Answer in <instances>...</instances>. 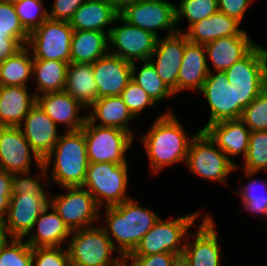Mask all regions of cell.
<instances>
[{"label":"cell","mask_w":267,"mask_h":266,"mask_svg":"<svg viewBox=\"0 0 267 266\" xmlns=\"http://www.w3.org/2000/svg\"><path fill=\"white\" fill-rule=\"evenodd\" d=\"M40 172L35 177H31V172H22V173H16L13 174L12 177V195L17 194H32L34 197H50V195H47L45 192L43 185L41 184L42 178L41 176L46 179L49 174L48 171L45 168L44 164H41L39 166ZM43 174V175H42ZM48 174V175H47ZM19 175V176H18Z\"/></svg>","instance_id":"cell-40"},{"label":"cell","mask_w":267,"mask_h":266,"mask_svg":"<svg viewBox=\"0 0 267 266\" xmlns=\"http://www.w3.org/2000/svg\"><path fill=\"white\" fill-rule=\"evenodd\" d=\"M240 22L217 11L216 13L192 24L183 32L189 42L206 45L218 38L228 36H248L246 31L239 29Z\"/></svg>","instance_id":"cell-22"},{"label":"cell","mask_w":267,"mask_h":266,"mask_svg":"<svg viewBox=\"0 0 267 266\" xmlns=\"http://www.w3.org/2000/svg\"><path fill=\"white\" fill-rule=\"evenodd\" d=\"M85 1L86 0H55L51 10L48 11V18L52 20L69 22L75 11Z\"/></svg>","instance_id":"cell-45"},{"label":"cell","mask_w":267,"mask_h":266,"mask_svg":"<svg viewBox=\"0 0 267 266\" xmlns=\"http://www.w3.org/2000/svg\"><path fill=\"white\" fill-rule=\"evenodd\" d=\"M43 164L46 170L53 164L51 178L57 186H82L89 164L83 130L61 134L52 151L44 158Z\"/></svg>","instance_id":"cell-3"},{"label":"cell","mask_w":267,"mask_h":266,"mask_svg":"<svg viewBox=\"0 0 267 266\" xmlns=\"http://www.w3.org/2000/svg\"><path fill=\"white\" fill-rule=\"evenodd\" d=\"M185 164L193 174L222 184L227 182V175L238 168L203 130L194 134Z\"/></svg>","instance_id":"cell-8"},{"label":"cell","mask_w":267,"mask_h":266,"mask_svg":"<svg viewBox=\"0 0 267 266\" xmlns=\"http://www.w3.org/2000/svg\"><path fill=\"white\" fill-rule=\"evenodd\" d=\"M43 4V0H20L14 3L20 22L29 33L48 18V10Z\"/></svg>","instance_id":"cell-37"},{"label":"cell","mask_w":267,"mask_h":266,"mask_svg":"<svg viewBox=\"0 0 267 266\" xmlns=\"http://www.w3.org/2000/svg\"><path fill=\"white\" fill-rule=\"evenodd\" d=\"M218 11L217 0H181L176 6V24L182 18H186L189 22L187 28L192 24L209 17Z\"/></svg>","instance_id":"cell-36"},{"label":"cell","mask_w":267,"mask_h":266,"mask_svg":"<svg viewBox=\"0 0 267 266\" xmlns=\"http://www.w3.org/2000/svg\"><path fill=\"white\" fill-rule=\"evenodd\" d=\"M24 46L0 64V86H27L33 75V57Z\"/></svg>","instance_id":"cell-33"},{"label":"cell","mask_w":267,"mask_h":266,"mask_svg":"<svg viewBox=\"0 0 267 266\" xmlns=\"http://www.w3.org/2000/svg\"><path fill=\"white\" fill-rule=\"evenodd\" d=\"M24 45L10 34H0V64L15 55Z\"/></svg>","instance_id":"cell-49"},{"label":"cell","mask_w":267,"mask_h":266,"mask_svg":"<svg viewBox=\"0 0 267 266\" xmlns=\"http://www.w3.org/2000/svg\"><path fill=\"white\" fill-rule=\"evenodd\" d=\"M172 266H192L190 260L184 253L175 256Z\"/></svg>","instance_id":"cell-52"},{"label":"cell","mask_w":267,"mask_h":266,"mask_svg":"<svg viewBox=\"0 0 267 266\" xmlns=\"http://www.w3.org/2000/svg\"><path fill=\"white\" fill-rule=\"evenodd\" d=\"M256 44L249 36H228L218 38L204 45L206 55L215 71H226L242 59Z\"/></svg>","instance_id":"cell-29"},{"label":"cell","mask_w":267,"mask_h":266,"mask_svg":"<svg viewBox=\"0 0 267 266\" xmlns=\"http://www.w3.org/2000/svg\"><path fill=\"white\" fill-rule=\"evenodd\" d=\"M235 93V104L248 106L267 88V48L255 45L226 71Z\"/></svg>","instance_id":"cell-4"},{"label":"cell","mask_w":267,"mask_h":266,"mask_svg":"<svg viewBox=\"0 0 267 266\" xmlns=\"http://www.w3.org/2000/svg\"><path fill=\"white\" fill-rule=\"evenodd\" d=\"M68 64L55 60H33V78L36 79L37 97L44 93L65 90Z\"/></svg>","instance_id":"cell-32"},{"label":"cell","mask_w":267,"mask_h":266,"mask_svg":"<svg viewBox=\"0 0 267 266\" xmlns=\"http://www.w3.org/2000/svg\"><path fill=\"white\" fill-rule=\"evenodd\" d=\"M92 70L98 88L97 99L120 96L132 79V63L109 52L92 63Z\"/></svg>","instance_id":"cell-18"},{"label":"cell","mask_w":267,"mask_h":266,"mask_svg":"<svg viewBox=\"0 0 267 266\" xmlns=\"http://www.w3.org/2000/svg\"><path fill=\"white\" fill-rule=\"evenodd\" d=\"M87 120L98 126L113 127L129 132L132 130L127 126L135 117L130 112L121 96L102 97L95 100L88 109ZM100 123L96 124L97 121ZM96 122V123H95Z\"/></svg>","instance_id":"cell-26"},{"label":"cell","mask_w":267,"mask_h":266,"mask_svg":"<svg viewBox=\"0 0 267 266\" xmlns=\"http://www.w3.org/2000/svg\"><path fill=\"white\" fill-rule=\"evenodd\" d=\"M194 135H186L184 126L169 109L156 118L151 129L141 138L150 167L155 174L179 161L186 163Z\"/></svg>","instance_id":"cell-1"},{"label":"cell","mask_w":267,"mask_h":266,"mask_svg":"<svg viewBox=\"0 0 267 266\" xmlns=\"http://www.w3.org/2000/svg\"><path fill=\"white\" fill-rule=\"evenodd\" d=\"M23 240L12 238L1 250L0 266H32V248Z\"/></svg>","instance_id":"cell-41"},{"label":"cell","mask_w":267,"mask_h":266,"mask_svg":"<svg viewBox=\"0 0 267 266\" xmlns=\"http://www.w3.org/2000/svg\"><path fill=\"white\" fill-rule=\"evenodd\" d=\"M57 126L36 102L19 128L35 153L44 160L59 140Z\"/></svg>","instance_id":"cell-19"},{"label":"cell","mask_w":267,"mask_h":266,"mask_svg":"<svg viewBox=\"0 0 267 266\" xmlns=\"http://www.w3.org/2000/svg\"><path fill=\"white\" fill-rule=\"evenodd\" d=\"M142 62L143 66L139 71L136 70V62L132 63V80L136 82L155 103L173 96L174 93L163 83L151 61L145 60Z\"/></svg>","instance_id":"cell-34"},{"label":"cell","mask_w":267,"mask_h":266,"mask_svg":"<svg viewBox=\"0 0 267 266\" xmlns=\"http://www.w3.org/2000/svg\"><path fill=\"white\" fill-rule=\"evenodd\" d=\"M214 222L210 215H206L201 221L198 231L190 234L194 237L186 239L184 254L190 260L192 266H220L221 248L219 247L218 235L214 228Z\"/></svg>","instance_id":"cell-20"},{"label":"cell","mask_w":267,"mask_h":266,"mask_svg":"<svg viewBox=\"0 0 267 266\" xmlns=\"http://www.w3.org/2000/svg\"><path fill=\"white\" fill-rule=\"evenodd\" d=\"M125 21L153 33L169 30L167 36L180 32L176 28V5L167 0H138L119 14Z\"/></svg>","instance_id":"cell-13"},{"label":"cell","mask_w":267,"mask_h":266,"mask_svg":"<svg viewBox=\"0 0 267 266\" xmlns=\"http://www.w3.org/2000/svg\"><path fill=\"white\" fill-rule=\"evenodd\" d=\"M32 266H71L68 250L64 246L32 248Z\"/></svg>","instance_id":"cell-43"},{"label":"cell","mask_w":267,"mask_h":266,"mask_svg":"<svg viewBox=\"0 0 267 266\" xmlns=\"http://www.w3.org/2000/svg\"><path fill=\"white\" fill-rule=\"evenodd\" d=\"M0 34H10L26 46L29 32L23 27L14 4L0 2Z\"/></svg>","instance_id":"cell-42"},{"label":"cell","mask_w":267,"mask_h":266,"mask_svg":"<svg viewBox=\"0 0 267 266\" xmlns=\"http://www.w3.org/2000/svg\"><path fill=\"white\" fill-rule=\"evenodd\" d=\"M118 15L119 13L105 0H86L75 11L69 24L73 30H95L109 34L111 26H108L114 24Z\"/></svg>","instance_id":"cell-28"},{"label":"cell","mask_w":267,"mask_h":266,"mask_svg":"<svg viewBox=\"0 0 267 266\" xmlns=\"http://www.w3.org/2000/svg\"><path fill=\"white\" fill-rule=\"evenodd\" d=\"M118 22L123 25L111 27L108 35L109 43L115 48H109V53L131 63L136 62V59L141 62L149 60L155 50L158 37L128 23L120 15L114 21V23Z\"/></svg>","instance_id":"cell-12"},{"label":"cell","mask_w":267,"mask_h":266,"mask_svg":"<svg viewBox=\"0 0 267 266\" xmlns=\"http://www.w3.org/2000/svg\"><path fill=\"white\" fill-rule=\"evenodd\" d=\"M120 96L134 117H136L146 107H154L156 104L132 79L126 85Z\"/></svg>","instance_id":"cell-44"},{"label":"cell","mask_w":267,"mask_h":266,"mask_svg":"<svg viewBox=\"0 0 267 266\" xmlns=\"http://www.w3.org/2000/svg\"><path fill=\"white\" fill-rule=\"evenodd\" d=\"M32 158L37 163L36 166L43 164V160L32 149L21 129L0 126V168L12 175L29 172Z\"/></svg>","instance_id":"cell-15"},{"label":"cell","mask_w":267,"mask_h":266,"mask_svg":"<svg viewBox=\"0 0 267 266\" xmlns=\"http://www.w3.org/2000/svg\"><path fill=\"white\" fill-rule=\"evenodd\" d=\"M200 92L206 97L211 110L210 119L200 130L204 131L217 122L240 119L243 109L235 104L234 89L225 71L209 72Z\"/></svg>","instance_id":"cell-14"},{"label":"cell","mask_w":267,"mask_h":266,"mask_svg":"<svg viewBox=\"0 0 267 266\" xmlns=\"http://www.w3.org/2000/svg\"><path fill=\"white\" fill-rule=\"evenodd\" d=\"M107 32L74 30L71 38V63H94L109 52Z\"/></svg>","instance_id":"cell-30"},{"label":"cell","mask_w":267,"mask_h":266,"mask_svg":"<svg viewBox=\"0 0 267 266\" xmlns=\"http://www.w3.org/2000/svg\"><path fill=\"white\" fill-rule=\"evenodd\" d=\"M28 86H0V126L19 127L36 104Z\"/></svg>","instance_id":"cell-25"},{"label":"cell","mask_w":267,"mask_h":266,"mask_svg":"<svg viewBox=\"0 0 267 266\" xmlns=\"http://www.w3.org/2000/svg\"><path fill=\"white\" fill-rule=\"evenodd\" d=\"M36 102L56 125H66L67 131L81 130L87 121V116H79V111L87 108L65 90L41 94Z\"/></svg>","instance_id":"cell-21"},{"label":"cell","mask_w":267,"mask_h":266,"mask_svg":"<svg viewBox=\"0 0 267 266\" xmlns=\"http://www.w3.org/2000/svg\"><path fill=\"white\" fill-rule=\"evenodd\" d=\"M49 209L53 212L49 213ZM32 230L35 232L25 240L31 248L61 247L62 243L69 241L72 232L50 205L39 215Z\"/></svg>","instance_id":"cell-27"},{"label":"cell","mask_w":267,"mask_h":266,"mask_svg":"<svg viewBox=\"0 0 267 266\" xmlns=\"http://www.w3.org/2000/svg\"><path fill=\"white\" fill-rule=\"evenodd\" d=\"M175 256L174 253L164 252L148 256H125L124 259L131 266H172Z\"/></svg>","instance_id":"cell-46"},{"label":"cell","mask_w":267,"mask_h":266,"mask_svg":"<svg viewBox=\"0 0 267 266\" xmlns=\"http://www.w3.org/2000/svg\"><path fill=\"white\" fill-rule=\"evenodd\" d=\"M206 58L204 45L191 42L186 44L178 73V93L182 90H201L211 72Z\"/></svg>","instance_id":"cell-24"},{"label":"cell","mask_w":267,"mask_h":266,"mask_svg":"<svg viewBox=\"0 0 267 266\" xmlns=\"http://www.w3.org/2000/svg\"><path fill=\"white\" fill-rule=\"evenodd\" d=\"M73 31L69 22L47 18L42 25L29 33L26 46L32 50L33 60H55L71 63Z\"/></svg>","instance_id":"cell-10"},{"label":"cell","mask_w":267,"mask_h":266,"mask_svg":"<svg viewBox=\"0 0 267 266\" xmlns=\"http://www.w3.org/2000/svg\"><path fill=\"white\" fill-rule=\"evenodd\" d=\"M244 165V174L249 177L261 170L267 171V130L250 132Z\"/></svg>","instance_id":"cell-35"},{"label":"cell","mask_w":267,"mask_h":266,"mask_svg":"<svg viewBox=\"0 0 267 266\" xmlns=\"http://www.w3.org/2000/svg\"><path fill=\"white\" fill-rule=\"evenodd\" d=\"M11 239L12 238L5 225V220L0 218V252L11 241Z\"/></svg>","instance_id":"cell-50"},{"label":"cell","mask_w":267,"mask_h":266,"mask_svg":"<svg viewBox=\"0 0 267 266\" xmlns=\"http://www.w3.org/2000/svg\"><path fill=\"white\" fill-rule=\"evenodd\" d=\"M188 42L187 36L182 31L170 36L166 35L161 39L159 37L149 59L156 68L158 76L174 95L178 93V73Z\"/></svg>","instance_id":"cell-16"},{"label":"cell","mask_w":267,"mask_h":266,"mask_svg":"<svg viewBox=\"0 0 267 266\" xmlns=\"http://www.w3.org/2000/svg\"><path fill=\"white\" fill-rule=\"evenodd\" d=\"M259 180L251 179L247 185L240 188L239 197L242 200V208L255 213L262 214L267 219V182H263L265 188H261ZM259 186V188H257ZM262 191V192H261Z\"/></svg>","instance_id":"cell-38"},{"label":"cell","mask_w":267,"mask_h":266,"mask_svg":"<svg viewBox=\"0 0 267 266\" xmlns=\"http://www.w3.org/2000/svg\"><path fill=\"white\" fill-rule=\"evenodd\" d=\"M251 2V0H217L218 11L241 23Z\"/></svg>","instance_id":"cell-47"},{"label":"cell","mask_w":267,"mask_h":266,"mask_svg":"<svg viewBox=\"0 0 267 266\" xmlns=\"http://www.w3.org/2000/svg\"><path fill=\"white\" fill-rule=\"evenodd\" d=\"M107 1L119 14L128 6L134 4L138 0H105Z\"/></svg>","instance_id":"cell-51"},{"label":"cell","mask_w":267,"mask_h":266,"mask_svg":"<svg viewBox=\"0 0 267 266\" xmlns=\"http://www.w3.org/2000/svg\"><path fill=\"white\" fill-rule=\"evenodd\" d=\"M12 174L0 168V218L5 220L12 195Z\"/></svg>","instance_id":"cell-48"},{"label":"cell","mask_w":267,"mask_h":266,"mask_svg":"<svg viewBox=\"0 0 267 266\" xmlns=\"http://www.w3.org/2000/svg\"><path fill=\"white\" fill-rule=\"evenodd\" d=\"M240 119L250 131L267 130V88L243 109Z\"/></svg>","instance_id":"cell-39"},{"label":"cell","mask_w":267,"mask_h":266,"mask_svg":"<svg viewBox=\"0 0 267 266\" xmlns=\"http://www.w3.org/2000/svg\"><path fill=\"white\" fill-rule=\"evenodd\" d=\"M65 91L86 108L97 100L98 88L92 64L69 63Z\"/></svg>","instance_id":"cell-31"},{"label":"cell","mask_w":267,"mask_h":266,"mask_svg":"<svg viewBox=\"0 0 267 266\" xmlns=\"http://www.w3.org/2000/svg\"><path fill=\"white\" fill-rule=\"evenodd\" d=\"M20 0H0V2H4V3H16V2H19Z\"/></svg>","instance_id":"cell-54"},{"label":"cell","mask_w":267,"mask_h":266,"mask_svg":"<svg viewBox=\"0 0 267 266\" xmlns=\"http://www.w3.org/2000/svg\"><path fill=\"white\" fill-rule=\"evenodd\" d=\"M116 266H131L130 264H128V262L123 259L119 264H117Z\"/></svg>","instance_id":"cell-53"},{"label":"cell","mask_w":267,"mask_h":266,"mask_svg":"<svg viewBox=\"0 0 267 266\" xmlns=\"http://www.w3.org/2000/svg\"><path fill=\"white\" fill-rule=\"evenodd\" d=\"M199 212L188 213L178 218H159L150 231L143 236L135 250L126 256H148L164 252L176 255L184 252L189 229L199 217Z\"/></svg>","instance_id":"cell-6"},{"label":"cell","mask_w":267,"mask_h":266,"mask_svg":"<svg viewBox=\"0 0 267 266\" xmlns=\"http://www.w3.org/2000/svg\"><path fill=\"white\" fill-rule=\"evenodd\" d=\"M67 247L71 266H116L124 257L118 252L102 226L76 229L71 232ZM118 259V260H117Z\"/></svg>","instance_id":"cell-5"},{"label":"cell","mask_w":267,"mask_h":266,"mask_svg":"<svg viewBox=\"0 0 267 266\" xmlns=\"http://www.w3.org/2000/svg\"><path fill=\"white\" fill-rule=\"evenodd\" d=\"M204 131L226 155L233 157L242 153L243 158L246 157L251 131L241 119L217 122Z\"/></svg>","instance_id":"cell-23"},{"label":"cell","mask_w":267,"mask_h":266,"mask_svg":"<svg viewBox=\"0 0 267 266\" xmlns=\"http://www.w3.org/2000/svg\"><path fill=\"white\" fill-rule=\"evenodd\" d=\"M50 205V197H34L32 194L11 195L5 225L11 238L24 239L31 234L35 221Z\"/></svg>","instance_id":"cell-17"},{"label":"cell","mask_w":267,"mask_h":266,"mask_svg":"<svg viewBox=\"0 0 267 266\" xmlns=\"http://www.w3.org/2000/svg\"><path fill=\"white\" fill-rule=\"evenodd\" d=\"M89 163H127L125 154L133 143L129 132L113 127H102L86 121L82 128Z\"/></svg>","instance_id":"cell-9"},{"label":"cell","mask_w":267,"mask_h":266,"mask_svg":"<svg viewBox=\"0 0 267 266\" xmlns=\"http://www.w3.org/2000/svg\"><path fill=\"white\" fill-rule=\"evenodd\" d=\"M133 197L121 204L105 207V225L102 226L113 246L119 245L118 256L133 252L160 216L150 209L139 206ZM112 236V238L110 237ZM114 239V240H113ZM115 241V242H114Z\"/></svg>","instance_id":"cell-2"},{"label":"cell","mask_w":267,"mask_h":266,"mask_svg":"<svg viewBox=\"0 0 267 266\" xmlns=\"http://www.w3.org/2000/svg\"><path fill=\"white\" fill-rule=\"evenodd\" d=\"M128 165L117 163H89L82 187L94 197L102 208L121 204L127 195Z\"/></svg>","instance_id":"cell-7"},{"label":"cell","mask_w":267,"mask_h":266,"mask_svg":"<svg viewBox=\"0 0 267 266\" xmlns=\"http://www.w3.org/2000/svg\"><path fill=\"white\" fill-rule=\"evenodd\" d=\"M63 188L68 190L67 193L50 197V206L71 231L93 227L94 223L100 221L101 208L86 188L82 186Z\"/></svg>","instance_id":"cell-11"}]
</instances>
